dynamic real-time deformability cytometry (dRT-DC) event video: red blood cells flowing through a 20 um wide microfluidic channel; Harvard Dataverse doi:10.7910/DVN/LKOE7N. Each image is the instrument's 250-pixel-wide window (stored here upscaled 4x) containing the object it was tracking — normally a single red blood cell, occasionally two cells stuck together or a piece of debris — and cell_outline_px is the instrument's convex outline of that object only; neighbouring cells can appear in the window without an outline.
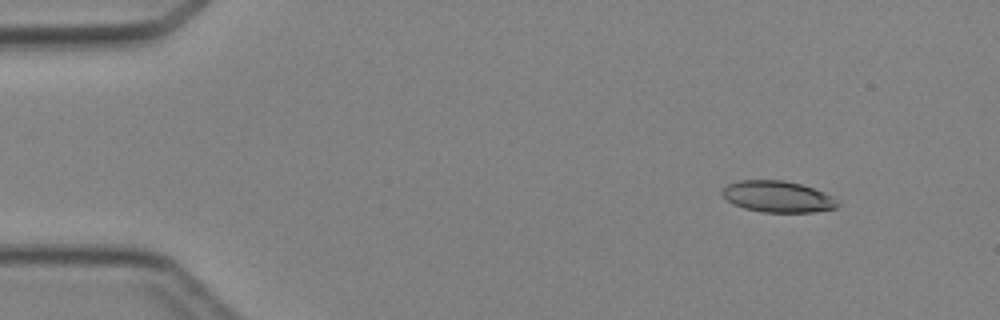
{"species": "Egyptian fruit bat (a non-hibernating species)", "species_latin": "Rousettus aegyptiacus", "temperature_condition": "cold", "stored_images_in_passage": 3, "camera_frame_rate_fps": 3000, "um_per_image_px": 0.085, "animal": {"sex": "female"}, "frame": {"image": 1, "passage_image": 1, "time_ms": 0.0, "image_size_px": [1000, 320], "cell_outline_px": [[840, 204], [836, 208], [812, 212], [764, 212], [744, 208], [732, 204], [720, 192], [728, 184], [740, 180], [784, 180], [800, 184], [824, 192], [832, 196]], "centroid_in_image_um": [66.1, 16.71], "position_along_channel_um": 18.9, "area_um2": 20.98}}